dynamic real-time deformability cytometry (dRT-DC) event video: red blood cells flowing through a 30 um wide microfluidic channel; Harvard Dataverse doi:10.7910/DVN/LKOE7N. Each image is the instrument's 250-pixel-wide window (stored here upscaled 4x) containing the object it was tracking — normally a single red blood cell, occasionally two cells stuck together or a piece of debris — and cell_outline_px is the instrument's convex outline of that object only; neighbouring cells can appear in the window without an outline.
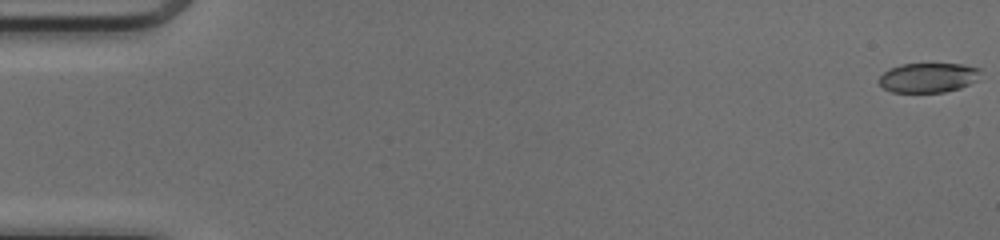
{"species": "common noctule bat (a hibernating species)", "species_latin": "Nyctalus noctula", "temperature_condition": "cold", "stored_images_in_passage": 51, "camera_frame_rate_fps": 3000, "um_per_image_px": 0.085, "animal": {"sex": "female", "body_mass_g": 17.0, "forearm_length_mm": 48.0}, "frame": {"image": 1, "passage_image": 1, "time_ms": 0.0, "image_size_px": [1000, 240], "cell_outline_px": [[980, 72], [976, 80], [960, 88], [944, 92], [892, 92], [884, 88], [880, 84], [880, 76], [888, 68], [900, 64], [960, 64], [980, 68]], "centroid_in_image_um": [78.88, 6.59], "position_along_channel_um": 6.1, "area_um2": 17.4}}
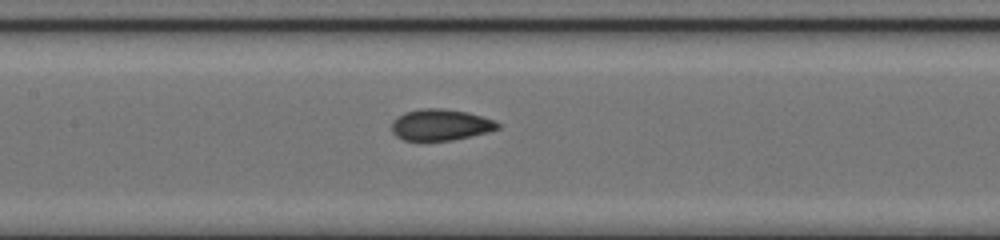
{"frame": {"image": 2, "passage_image": 25, "time_ms": 8.0, "image_size_px": [1000, 240], "cell_outline_px": [[500, 128], [488, 132], [452, 140], [404, 140], [396, 136], [392, 132], [392, 120], [396, 116], [404, 112], [420, 108], [444, 108], [468, 112], [492, 120], [500, 124]], "centroid_in_image_um": [37.41, 10.59], "position_along_channel_um": 170.0, "area_um2": 19.36}}
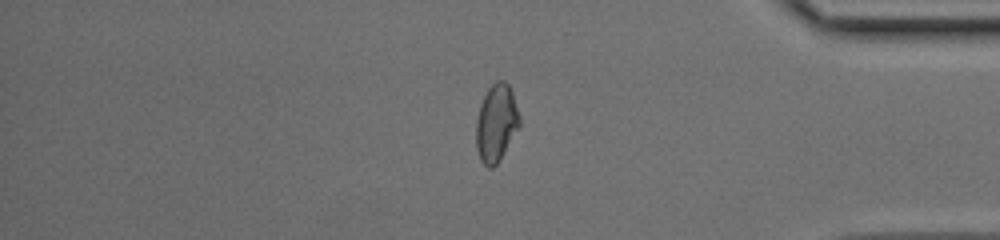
{"frame": {"image": 3, "passage_image": 43, "time_ms": 14.0, "image_size_px": [1000, 240], "cell_outline_px": [[520, 124], [496, 164], [492, 168], [488, 168], [480, 160], [476, 148], [476, 120], [480, 104], [488, 88], [496, 80], [504, 80], [508, 84], [512, 92], [520, 116]], "centroid_in_image_um": [42.16, 10.43], "position_along_channel_um": 393.0, "area_um2": 19.36}, "authors_computed_cell_mechanics": {"area_um2": 19.363, "velocity_mm_per_s": 4.1374, "shape_relaxation_time_tau1_ms": 6.7976, "shape_relaxation_time_tau2_ms": 1.2906, "deformation_change_tau1": 0.1667, "deformation_change_tau2": 0.0392}}